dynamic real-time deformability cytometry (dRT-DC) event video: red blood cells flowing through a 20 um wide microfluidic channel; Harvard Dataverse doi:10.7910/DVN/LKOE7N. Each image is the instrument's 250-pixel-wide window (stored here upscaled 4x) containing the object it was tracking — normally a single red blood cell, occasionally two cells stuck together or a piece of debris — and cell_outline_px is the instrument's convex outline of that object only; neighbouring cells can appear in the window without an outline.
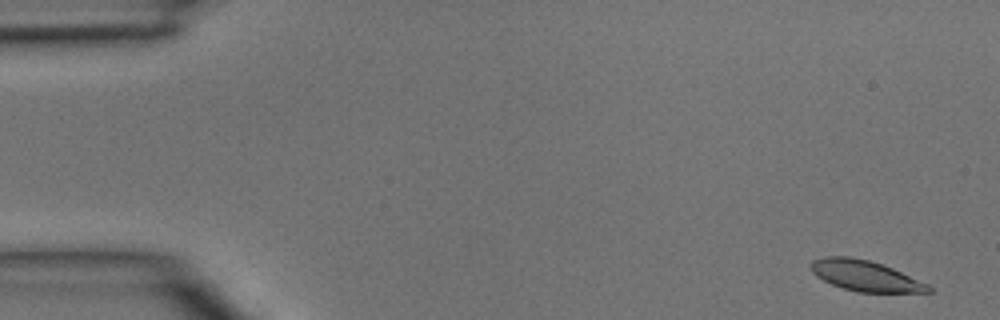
{"species": "common noctule bat (a hibernating species)", "species_latin": "Nyctalus noctula", "temperature_condition": "room temperature", "stored_images_in_passage": 6, "camera_frame_rate_fps": 3000, "um_per_image_px": 0.085, "animal": {"sex": "male", "body_mass_g": 15.6}, "frame": {"image": 1, "passage_image": 1, "time_ms": 0.0, "image_size_px": [1000, 320], "cell_outline_px": [[932, 292], [856, 292], [832, 284], [816, 276], [812, 272], [808, 264], [812, 260], [824, 256], [852, 256], [868, 260], [892, 268], [928, 284], [932, 288]], "centroid_in_image_um": [73.5, 23.43], "position_along_channel_um": 11.5, "area_um2": 20.92}}
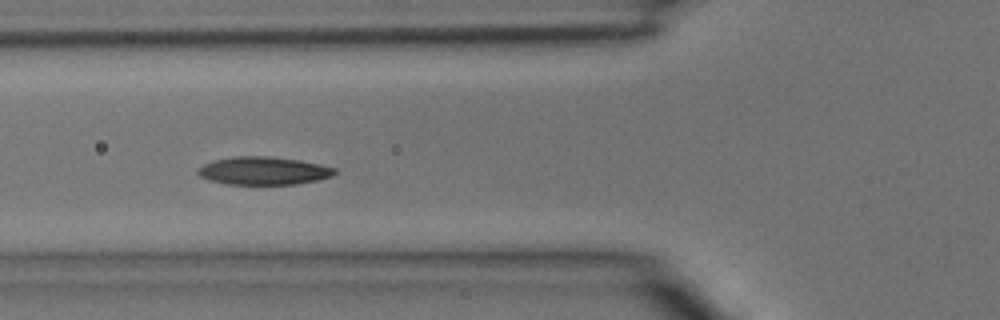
{"frame": {"image": 2, "passage_image": 5, "time_ms": 1.333, "image_size_px": [1000, 320], "cell_outline_px": [[336, 172], [332, 176], [320, 180], [296, 184], [228, 184], [208, 180], [200, 176], [196, 172], [196, 168], [204, 164], [216, 160], [232, 156], [272, 156], [300, 160], [320, 164], [336, 168]], "centroid_in_image_um": [22.4, 14.51], "position_along_channel_um": 103.4, "area_um2": 22.48}}
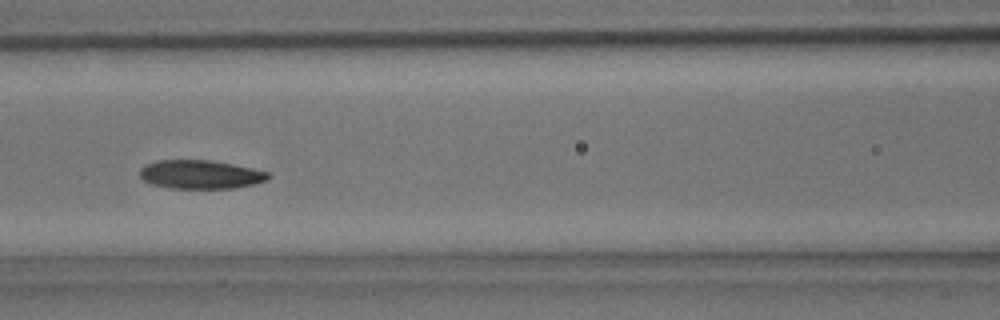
{"frame": {"image": 3, "passage_image": 6, "time_ms": 1.667, "image_size_px": [1000, 320], "cell_outline_px": [[272, 176], [268, 180], [256, 184], [236, 188], [172, 188], [152, 184], [140, 180], [140, 168], [144, 164], [156, 160], [208, 160], [232, 164], [252, 168], [268, 172]], "centroid_in_image_um": [17.03, 14.83], "position_along_channel_um": 149.6, "area_um2": 21.68}}